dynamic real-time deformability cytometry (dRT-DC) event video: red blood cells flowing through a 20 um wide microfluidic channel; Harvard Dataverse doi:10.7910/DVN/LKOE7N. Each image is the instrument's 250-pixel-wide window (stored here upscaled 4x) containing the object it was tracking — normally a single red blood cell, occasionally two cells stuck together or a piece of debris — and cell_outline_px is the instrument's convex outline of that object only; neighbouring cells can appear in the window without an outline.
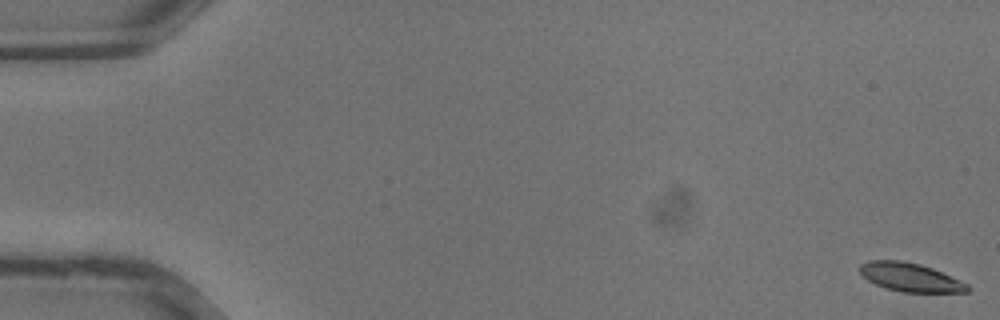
{"species": "common noctule bat (a hibernating species)", "species_latin": "Nyctalus noctula", "temperature_condition": "warm", "stored_images_in_passage": 37, "camera_frame_rate_fps": 3000, "um_per_image_px": 0.085, "animal": {"sex": "male", "body_mass_g": 13.3}, "frame": {"image": 1, "passage_image": 1, "time_ms": 0.0, "image_size_px": [1000, 320], "cell_outline_px": [[972, 288], [968, 292], [904, 292], [888, 288], [876, 284], [868, 280], [860, 272], [860, 264], [868, 260], [904, 260], [920, 264], [932, 268], [968, 284]], "centroid_in_image_um": [77.38, 23.56], "position_along_channel_um": 7.6, "area_um2": 17.8}}
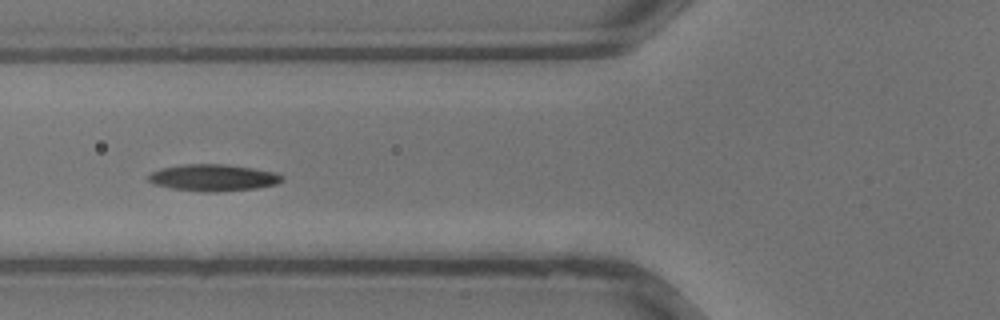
{"frame": {"image": 2, "passage_image": 15, "time_ms": 4.667, "image_size_px": [1000, 320], "cell_outline_px": [[284, 180], [276, 184], [256, 188], [216, 192], [208, 192], [172, 188], [152, 184], [148, 180], [148, 176], [152, 172], [160, 168], [180, 164], [228, 164], [276, 172], [284, 176]], "centroid_in_image_um": [18.13, 15.09], "position_along_channel_um": 107.7, "area_um2": 20.92}}
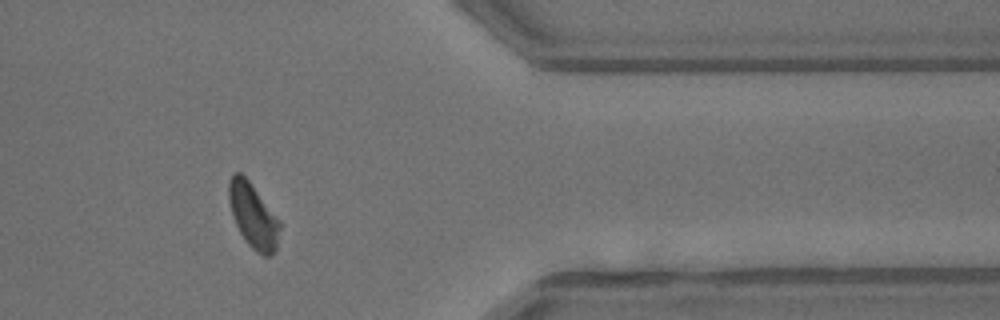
{"frame": {"image": 3, "passage_image": 31, "time_ms": 10.0, "image_size_px": [1000, 320], "cell_outline_px": [[280, 228], [276, 248], [268, 256], [264, 256], [256, 252], [248, 244], [240, 232], [232, 216], [228, 200], [228, 184], [232, 172], [240, 172], [248, 180], [280, 220]], "centroid_in_image_um": [21.49, 18.31], "position_along_channel_um": 389.9, "area_um2": 19.07}}